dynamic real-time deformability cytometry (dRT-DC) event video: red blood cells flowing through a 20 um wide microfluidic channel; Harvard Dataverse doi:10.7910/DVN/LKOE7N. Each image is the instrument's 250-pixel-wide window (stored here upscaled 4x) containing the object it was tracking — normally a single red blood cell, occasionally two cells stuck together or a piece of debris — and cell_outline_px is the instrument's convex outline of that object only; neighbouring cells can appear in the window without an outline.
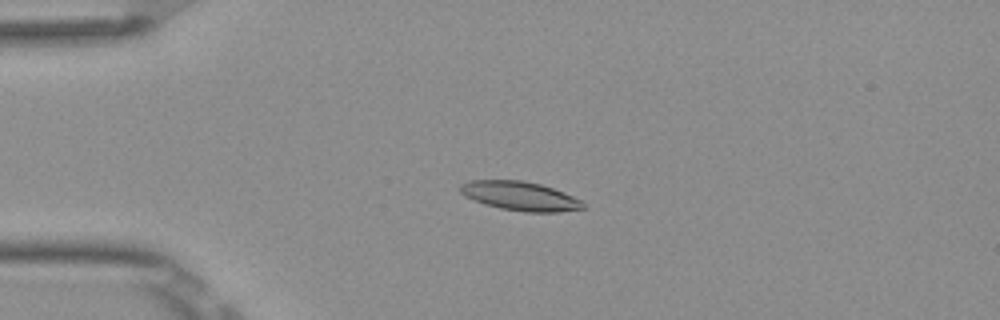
{"species": "Egyptian fruit bat (a non-hibernating species)", "species_latin": "Rousettus aegyptiacus", "temperature_condition": "room temperature", "stored_images_in_passage": 52, "camera_frame_rate_fps": 3000, "um_per_image_px": 0.085, "frame": {"image": 1, "passage_image": 12, "time_ms": 3.667, "image_size_px": [1000, 320], "cell_outline_px": [[584, 208], [560, 212], [524, 212], [500, 208], [484, 204], [464, 196], [460, 192], [460, 184], [468, 180], [520, 180], [540, 184], [552, 188], [572, 196], [580, 200], [584, 204]], "centroid_in_image_um": [44.16, 16.66], "position_along_channel_um": 40.8, "area_um2": 20.69}}
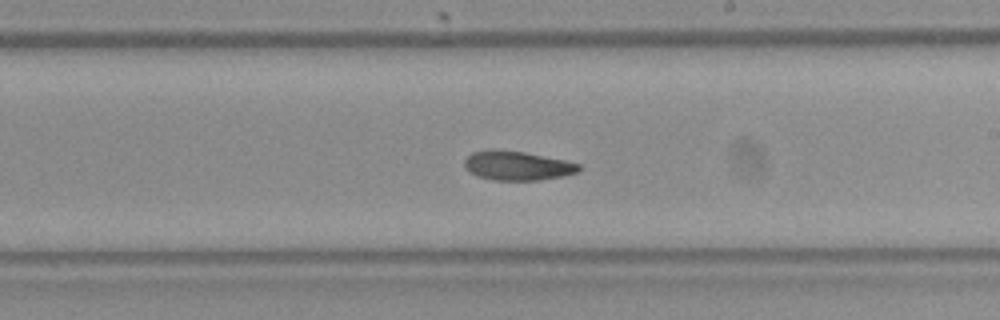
{"frame": {"image": 2, "passage_image": 30, "time_ms": 9.667, "image_size_px": [1000, 320], "cell_outline_px": [[580, 168], [576, 172], [560, 176], [540, 180], [492, 180], [476, 176], [464, 168], [464, 160], [472, 152], [492, 148], [524, 152], [564, 160], [580, 164]], "centroid_in_image_um": [43.89, 14.07], "position_along_channel_um": 245.1, "area_um2": 19.48}}
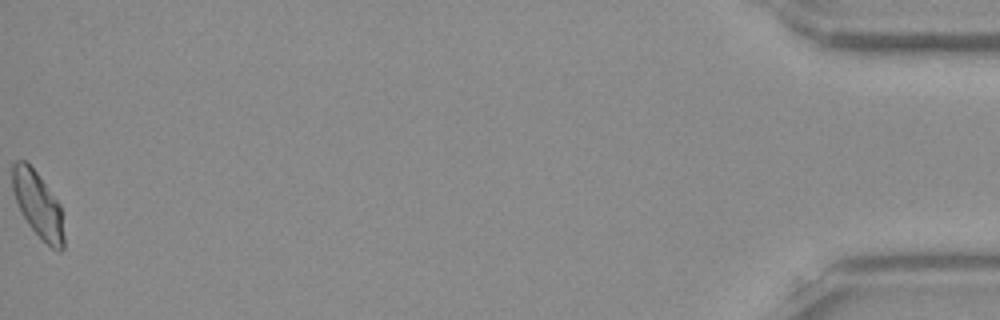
{"frame": {"image": 3, "passage_image": 52, "time_ms": 17.0, "image_size_px": [1000, 320], "cell_outline_px": [[64, 248], [60, 252], [52, 248], [28, 224], [16, 200], [12, 188], [12, 164], [16, 160], [24, 160], [36, 172], [60, 204], [64, 236]], "centroid_in_image_um": [3.23, 17.39], "position_along_channel_um": 432.0, "area_um2": 19.31}, "authors_computed_cell_mechanics": {"area_um2": 19.8832, "velocity_mm_per_s": 3.8914, "shape_relaxation_time_tau1_ms": 4.4037, "shape_relaxation_time_tau2_ms": 6.8305, "deformation_change_tau1": 0.1426, "deformation_change_tau2": 0.1149}}